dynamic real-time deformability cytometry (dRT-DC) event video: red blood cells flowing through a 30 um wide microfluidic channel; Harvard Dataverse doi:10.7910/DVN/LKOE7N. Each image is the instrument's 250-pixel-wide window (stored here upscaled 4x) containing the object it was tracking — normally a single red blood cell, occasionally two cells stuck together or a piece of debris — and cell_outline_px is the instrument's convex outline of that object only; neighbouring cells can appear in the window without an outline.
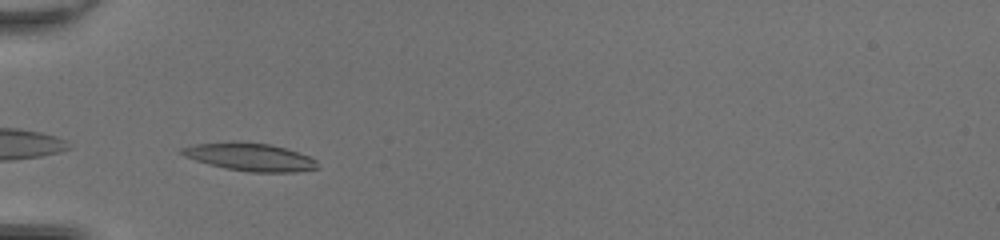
{"species": "common noctule bat (a hibernating species)", "species_latin": "Nyctalus noctula", "temperature_condition": "room temperature", "stored_images_in_passage": 31, "camera_frame_rate_fps": 3000, "um_per_image_px": 0.085, "animal": {"sex": "female", "body_mass_g": 20.0, "forearm_length_mm": 54.0}, "frame": {"image": 1, "passage_image": 2, "time_ms": 0.333, "image_size_px": [1000, 240], "cell_outline_px": [[320, 168], [296, 172], [248, 172], [224, 168], [208, 164], [184, 156], [176, 152], [180, 148], [192, 144], [232, 140], [268, 144], [284, 148], [308, 156], [316, 160]], "centroid_in_image_um": [21.17, 13.33], "position_along_channel_um": 63.8, "area_um2": 22.37}}
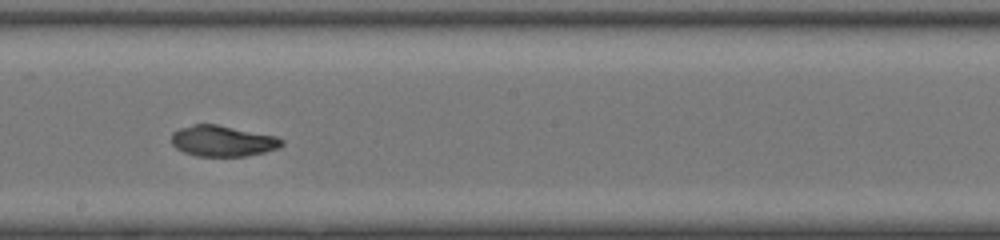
{"frame": {"image": 2, "passage_image": 14, "time_ms": 4.333, "image_size_px": [1000, 240], "cell_outline_px": [[284, 144], [280, 148], [264, 152], [244, 156], [196, 156], [184, 152], [176, 148], [172, 144], [172, 132], [180, 128], [192, 124], [216, 124], [276, 136], [284, 140]], "centroid_in_image_um": [18.93, 11.98], "position_along_channel_um": 229.3, "area_um2": 19.88}}
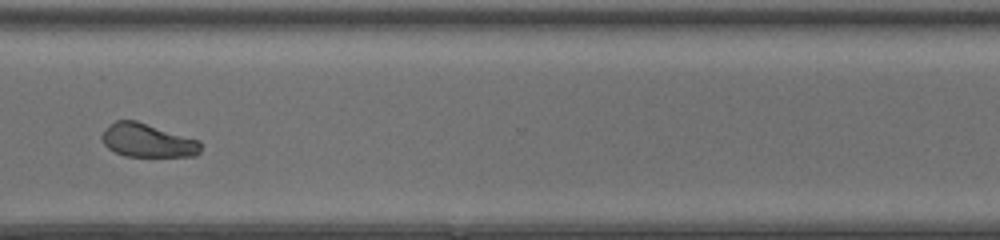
{"frame": {"image": 3, "passage_image": 23, "time_ms": 7.333, "image_size_px": [1000, 240], "cell_outline_px": [[200, 152], [196, 156], [124, 156], [108, 148], [104, 144], [100, 136], [116, 120], [136, 120], [200, 140]], "centroid_in_image_um": [12.56, 11.94], "position_along_channel_um": 358.0, "area_um2": 19.19}, "authors_computed_cell_mechanics": {"area_um2": 19.7676, "velocity_mm_per_s": 4.2987, "shape_relaxation_time_tau1_ms": 5.4945, "shape_relaxation_time_tau2_ms": 1.6012, "deformation_change_tau1": 0.2261, "deformation_change_tau2": 0.0574}}